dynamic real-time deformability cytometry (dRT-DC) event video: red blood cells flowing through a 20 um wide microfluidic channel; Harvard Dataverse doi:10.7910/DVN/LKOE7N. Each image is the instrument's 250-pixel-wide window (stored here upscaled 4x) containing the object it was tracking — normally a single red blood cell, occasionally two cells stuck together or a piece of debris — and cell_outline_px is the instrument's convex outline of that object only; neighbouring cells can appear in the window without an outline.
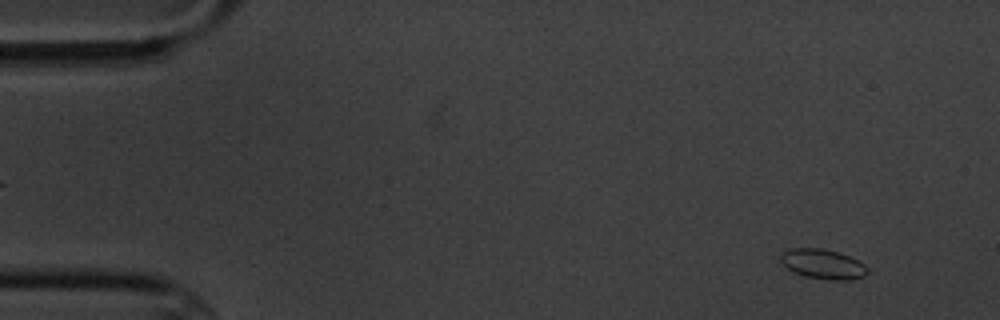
{"species": "common noctule bat (a hibernating species)", "species_latin": "Nyctalus noctula", "temperature_condition": "cold", "stored_images_in_passage": 7, "camera_frame_rate_fps": 3000, "um_per_image_px": 0.085, "animal": {"sex": "male", "body_mass_g": 20.1, "forearm_length_mm": 53.5}, "frame": {"image": 1, "passage_image": 1, "time_ms": 0.0, "image_size_px": [1000, 320], "cell_outline_px": [[868, 272], [864, 276], [848, 280], [828, 280], [804, 276], [792, 272], [780, 260], [780, 252], [792, 248], [820, 248], [836, 252], [848, 256], [864, 264], [868, 268]], "centroid_in_image_um": [69.92, 22.45], "position_along_channel_um": 15.1, "area_um2": 15.03}}
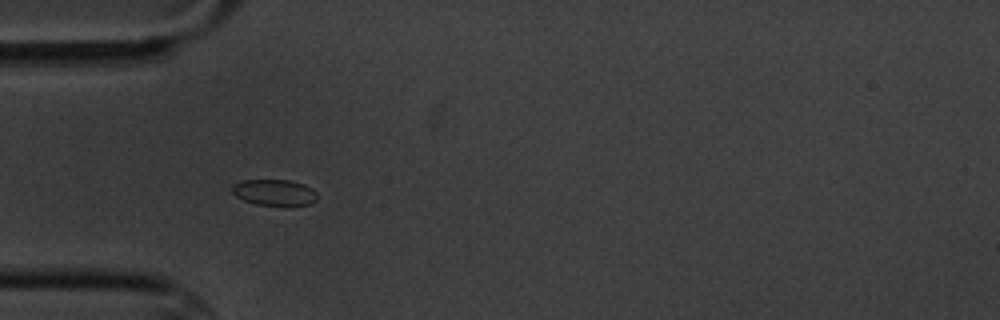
{"frame": {"image": 2, "passage_image": 5, "time_ms": 4.333, "image_size_px": [1000, 320], "cell_outline_px": [[316, 200], [308, 204], [288, 208], [284, 208], [256, 204], [244, 200], [236, 196], [232, 192], [232, 184], [240, 180], [288, 180], [304, 184], [312, 188], [316, 192]], "centroid_in_image_um": [23.33, 16.39], "position_along_channel_um": 61.7, "area_um2": 13.47}}
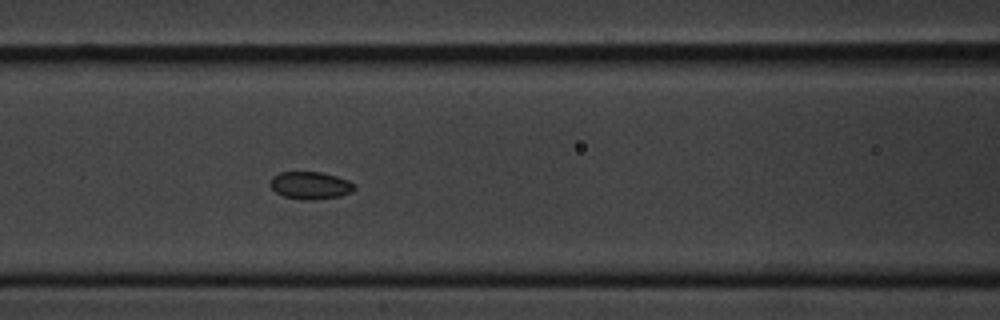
{"frame": {"image": 3, "passage_image": 7, "time_ms": 6.667, "image_size_px": [1000, 320], "cell_outline_px": [[356, 188], [352, 192], [340, 196], [312, 200], [304, 200], [284, 196], [276, 192], [268, 184], [272, 176], [280, 172], [320, 172], [336, 176], [348, 180], [356, 184]], "centroid_in_image_um": [26.38, 15.76], "position_along_channel_um": 140.2, "area_um2": 13.58}}